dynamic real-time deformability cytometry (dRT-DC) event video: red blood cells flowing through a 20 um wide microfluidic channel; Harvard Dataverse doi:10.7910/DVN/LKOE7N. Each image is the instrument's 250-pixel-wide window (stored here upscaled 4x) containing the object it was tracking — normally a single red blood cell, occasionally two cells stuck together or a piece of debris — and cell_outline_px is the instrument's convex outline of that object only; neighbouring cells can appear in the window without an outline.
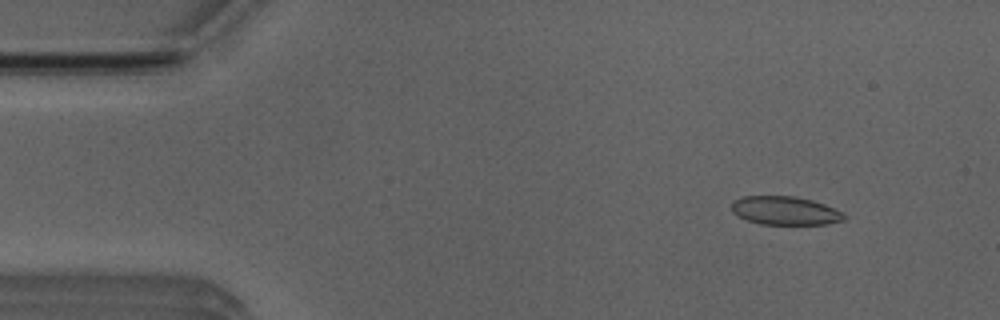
{"species": "Egyptian fruit bat (a non-hibernating species)", "species_latin": "Rousettus aegyptiacus", "temperature_condition": "room temperature", "stored_images_in_passage": 6, "camera_frame_rate_fps": 3000, "um_per_image_px": 0.085, "animal": {"sex": "male"}, "frame": {"image": 1, "passage_image": 2, "time_ms": 1.0, "image_size_px": [1000, 320], "cell_outline_px": [[844, 220], [824, 224], [760, 224], [748, 220], [732, 212], [732, 204], [736, 200], [744, 196], [792, 196], [812, 200], [824, 204], [840, 212], [844, 216]], "centroid_in_image_um": [66.71, 17.9], "position_along_channel_um": 18.3, "area_um2": 18.26}}